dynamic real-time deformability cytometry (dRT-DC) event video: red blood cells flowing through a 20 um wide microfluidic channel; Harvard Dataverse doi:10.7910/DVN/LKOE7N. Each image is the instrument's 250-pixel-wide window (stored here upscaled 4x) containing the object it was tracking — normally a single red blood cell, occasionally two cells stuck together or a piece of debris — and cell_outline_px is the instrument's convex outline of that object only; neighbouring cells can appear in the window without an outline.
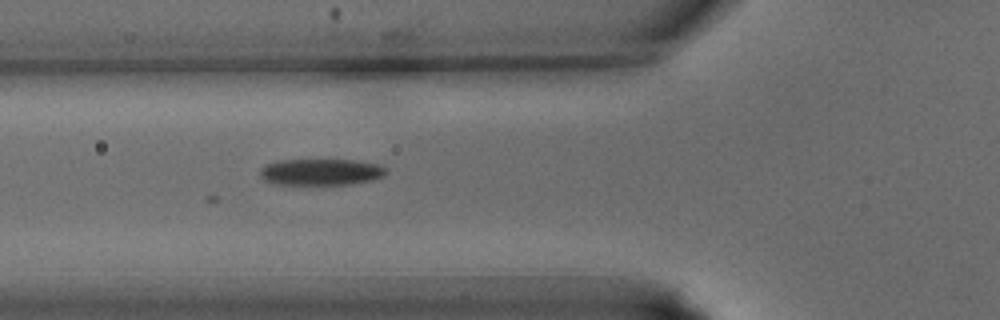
{"species": "common noctule bat (a hibernating species)", "species_latin": "Nyctalus noctula", "temperature_condition": "warm", "stored_images_in_passage": 25, "camera_frame_rate_fps": 3000, "um_per_image_px": 0.085, "animal": {"sex": "male", "body_mass_g": 15.6}, "frame": {"image": 1, "passage_image": 2, "time_ms": 0.333, "image_size_px": [1000, 320], "cell_outline_px": [[388, 172], [384, 176], [372, 180], [352, 184], [272, 184], [264, 180], [260, 176], [260, 168], [264, 164], [280, 160], [352, 160], [380, 164], [388, 168]], "centroid_in_image_um": [27.29, 14.62], "position_along_channel_um": 98.5, "area_um2": 19.65}}
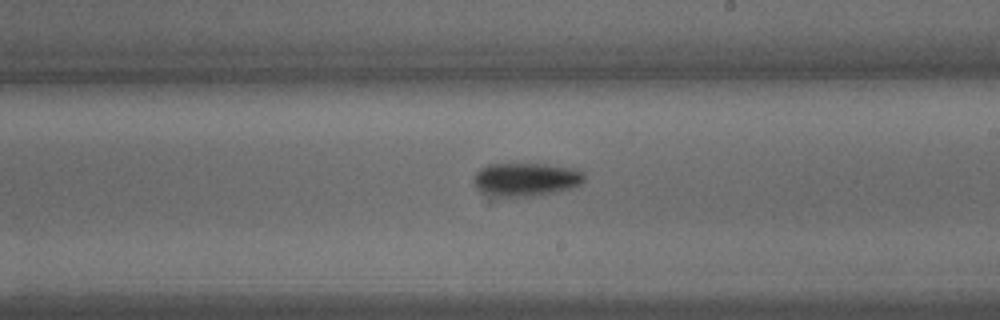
{"frame": {"image": 2, "passage_image": 10, "time_ms": 3.0, "image_size_px": [1000, 320], "cell_outline_px": [[584, 180], [580, 184], [572, 188], [560, 192], [540, 196], [492, 204], [484, 204], [472, 180], [476, 172], [480, 168], [488, 164], [544, 164], [576, 168], [584, 172]], "centroid_in_image_um": [44.5, 15.41], "position_along_channel_um": 244.5, "area_um2": 24.16}}
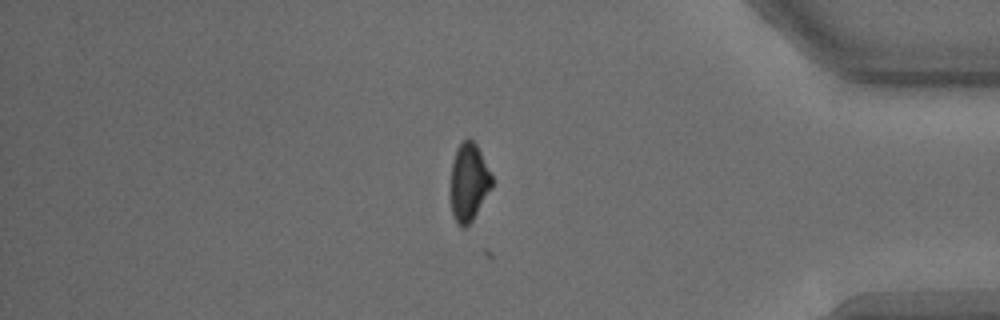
{"frame": {"image": 3, "passage_image": 20, "time_ms": 6.333, "image_size_px": [1000, 320], "cell_outline_px": [[492, 188], [472, 220], [464, 228], [460, 228], [456, 224], [452, 216], [452, 164], [456, 148], [464, 140], [472, 140], [476, 144], [492, 176]], "centroid_in_image_um": [39.85, 15.53], "position_along_channel_um": 395.3, "area_um2": 18.38}}